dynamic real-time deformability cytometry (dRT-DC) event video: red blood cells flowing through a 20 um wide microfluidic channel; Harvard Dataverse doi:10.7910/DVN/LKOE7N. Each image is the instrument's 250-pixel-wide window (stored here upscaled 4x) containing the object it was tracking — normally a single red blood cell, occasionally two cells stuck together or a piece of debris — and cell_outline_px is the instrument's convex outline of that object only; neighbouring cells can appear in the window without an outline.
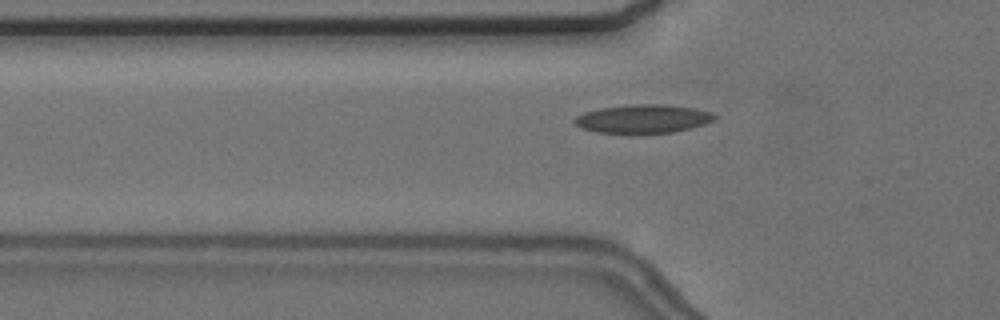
{"species": "common noctule bat (a hibernating species)", "species_latin": "Nyctalus noctula", "temperature_condition": "cold", "stored_images_in_passage": 35, "camera_frame_rate_fps": 3000, "um_per_image_px": 0.085, "animal": {"sex": "female", "body_mass_g": 24.6, "forearm_length_mm": 56.2}, "frame": {"image": 1, "passage_image": 10, "time_ms": 3.0, "image_size_px": [1000, 320], "cell_outline_px": [[716, 120], [704, 124], [672, 132], [628, 136], [596, 132], [580, 128], [572, 120], [576, 116], [584, 112], [600, 108], [632, 104], [664, 104], [696, 108], [712, 112], [716, 116]], "centroid_in_image_um": [54.62, 10.13], "position_along_channel_um": 71.2, "area_um2": 24.16}}
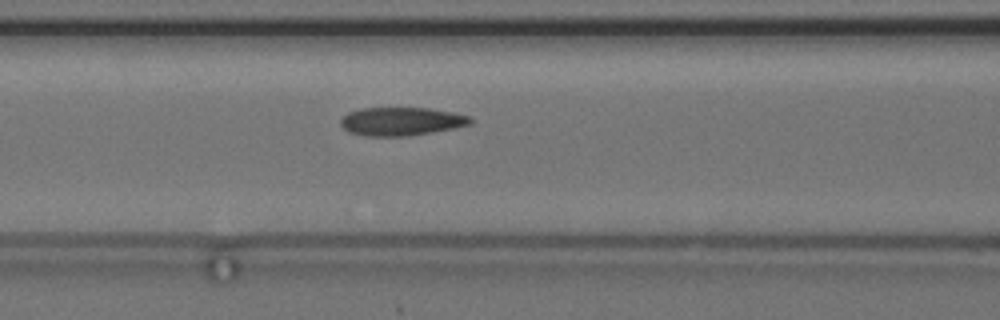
{"frame": {"image": 2, "passage_image": 15, "time_ms": 4.667, "image_size_px": [1000, 320], "cell_outline_px": [[472, 124], [456, 128], [408, 136], [364, 136], [348, 132], [340, 124], [340, 120], [348, 112], [360, 108], [428, 108], [452, 112], [468, 116], [472, 120]], "centroid_in_image_um": [34.09, 10.32], "position_along_channel_um": 132.5, "area_um2": 21.5}}
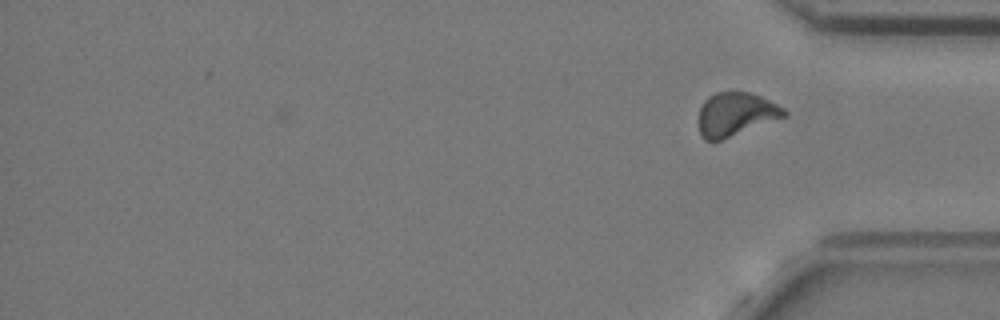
{"frame": {"image": 3, "passage_image": 35, "time_ms": 11.333, "image_size_px": [1000, 320], "cell_outline_px": [[788, 116], [720, 140], [704, 140], [700, 136], [700, 108], [704, 100], [708, 96], [716, 92], [748, 92], [760, 96], [784, 108], [788, 112]], "centroid_in_image_um": [62.55, 9.7], "position_along_channel_um": 372.7, "area_um2": 21.5}, "authors_computed_cell_mechanics": {"area_um2": 21.4438, "velocity_mm_per_s": 3.6305, "shape_relaxation_time_tau1_ms": 8.1548, "shape_relaxation_time_tau2_ms": 2.4989, "deformation_change_tau1": 0.1606, "deformation_change_tau2": 0.0693}}